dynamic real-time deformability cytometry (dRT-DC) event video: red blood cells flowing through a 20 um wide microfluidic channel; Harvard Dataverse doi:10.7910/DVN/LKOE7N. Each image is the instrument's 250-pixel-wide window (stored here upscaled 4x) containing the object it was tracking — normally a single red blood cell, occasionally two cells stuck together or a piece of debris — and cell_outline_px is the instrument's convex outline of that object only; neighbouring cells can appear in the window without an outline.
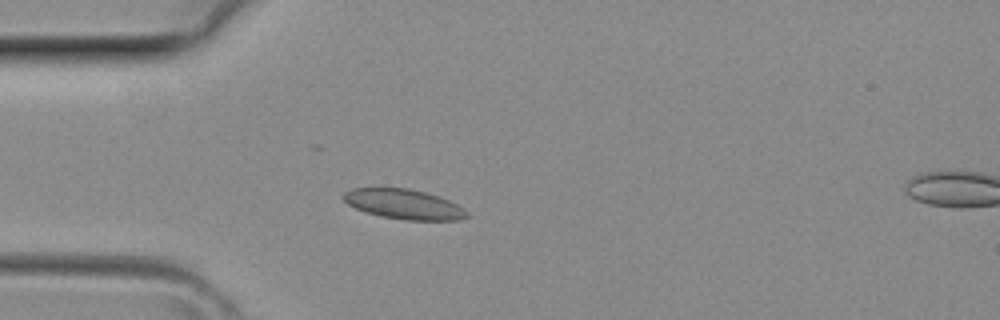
{"species": "common noctule bat (a hibernating species)", "species_latin": "Nyctalus noctula", "temperature_condition": "room temperature", "stored_images_in_passage": 31, "camera_frame_rate_fps": 3000, "um_per_image_px": 0.085, "animal": {"sex": "female", "body_mass_g": 29.2, "forearm_length_mm": 56.3}, "frame": {"image": 1, "passage_image": 1, "time_ms": 0.0, "image_size_px": [1000, 320], "cell_outline_px": [[468, 216], [460, 220], [404, 220], [380, 216], [356, 208], [348, 204], [340, 196], [344, 192], [352, 188], [408, 188], [440, 196], [464, 208]], "centroid_in_image_um": [34.31, 17.35], "position_along_channel_um": 50.7, "area_um2": 21.44}}
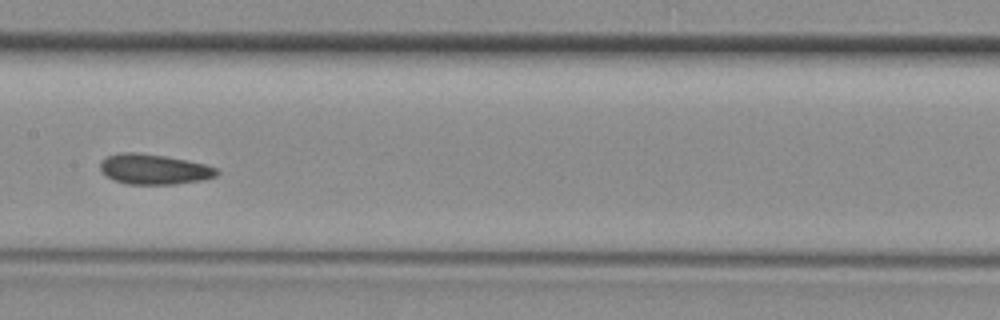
{"frame": {"image": 2, "passage_image": 10, "time_ms": 3.0, "image_size_px": [1000, 320], "cell_outline_px": [[220, 172], [216, 176], [204, 180], [172, 184], [128, 184], [112, 180], [104, 176], [100, 172], [100, 160], [104, 156], [120, 152], [136, 152], [164, 156], [188, 160], [204, 164], [216, 168]], "centroid_in_image_um": [13.02, 14.38], "position_along_channel_um": 194.4, "area_um2": 20.87}}
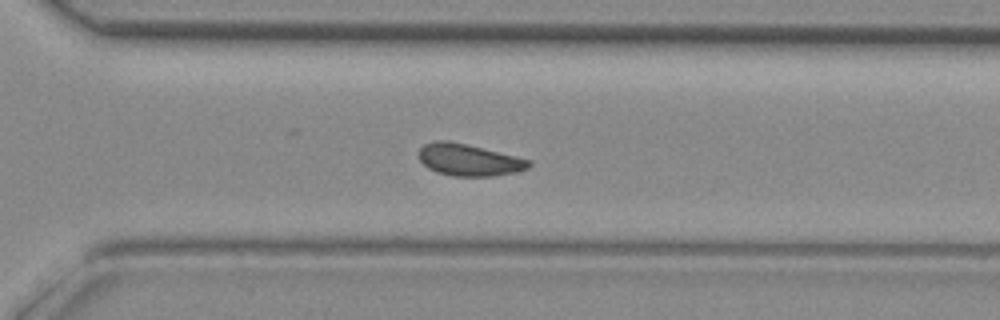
{"frame": {"image": 3, "passage_image": 18, "time_ms": 5.667, "image_size_px": [1000, 320], "cell_outline_px": [[532, 164], [528, 168], [516, 172], [492, 176], [452, 176], [436, 172], [428, 168], [416, 156], [420, 148], [424, 144], [436, 140], [448, 140], [468, 144], [532, 160]], "centroid_in_image_um": [39.84, 13.58], "position_along_channel_um": 330.8, "area_um2": 20.69}}